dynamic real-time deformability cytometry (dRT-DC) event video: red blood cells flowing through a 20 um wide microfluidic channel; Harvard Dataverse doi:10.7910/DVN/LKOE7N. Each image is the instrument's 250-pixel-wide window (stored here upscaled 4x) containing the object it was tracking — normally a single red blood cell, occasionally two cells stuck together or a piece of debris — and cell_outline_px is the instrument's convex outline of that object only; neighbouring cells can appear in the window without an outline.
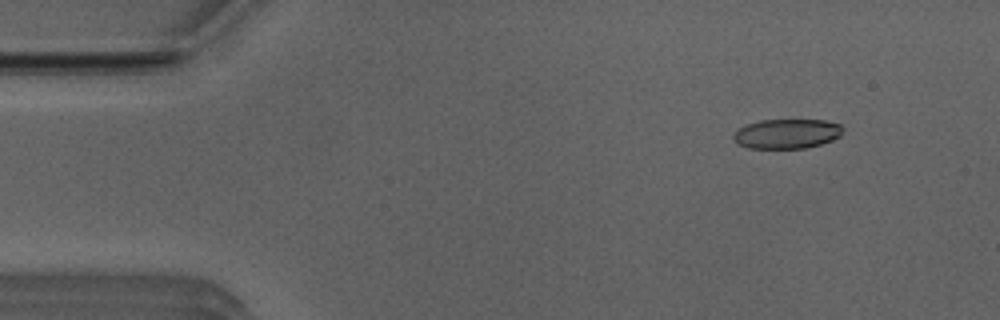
{"species": "Egyptian fruit bat (a non-hibernating species)", "species_latin": "Rousettus aegyptiacus", "temperature_condition": "room temperature", "stored_images_in_passage": 19, "camera_frame_rate_fps": 3000, "um_per_image_px": 0.085, "animal": {"sex": "male"}, "frame": {"image": 1, "passage_image": 6, "time_ms": 1.667, "image_size_px": [1000, 320], "cell_outline_px": [[844, 128], [840, 136], [832, 140], [820, 144], [804, 148], [748, 148], [736, 144], [732, 136], [740, 128], [748, 124], [760, 120], [824, 120], [840, 124]], "centroid_in_image_um": [66.89, 11.37], "position_along_channel_um": 18.1, "area_um2": 18.84}}